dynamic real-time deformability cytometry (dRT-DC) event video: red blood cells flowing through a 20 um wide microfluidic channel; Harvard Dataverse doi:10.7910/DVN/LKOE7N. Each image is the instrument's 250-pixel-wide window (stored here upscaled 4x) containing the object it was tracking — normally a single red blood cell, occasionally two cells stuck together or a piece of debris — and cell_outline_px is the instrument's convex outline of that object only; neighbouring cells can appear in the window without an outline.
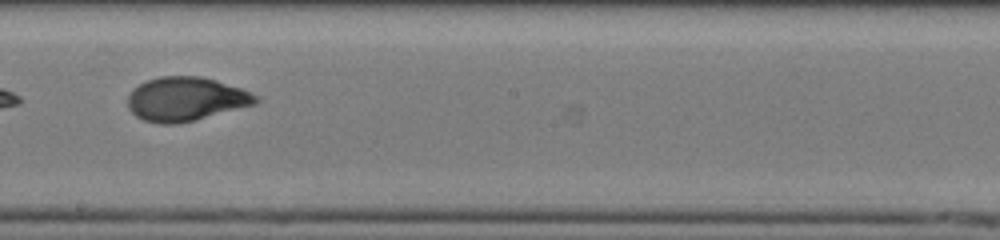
{"species": "human", "species_latin": "Homo sapiens", "temperature_condition": "cold", "stored_images_in_passage": 52, "segment_of_instrument_passage": [2, 2], "camera_frame_rate_fps": 3000, "um_per_image_px": 0.085, "donor": {"sex": "male"}, "frame": {"image": 1, "passage_image": 32, "time_ms": 10.333, "image_size_px": [1000, 240], "cell_outline_px": [[260, 100], [256, 104], [176, 124], [160, 124], [144, 120], [136, 116], [128, 108], [128, 96], [132, 88], [148, 80], [160, 76], [200, 76], [216, 80], [240, 88], [260, 96]], "centroid_in_image_um": [15.79, 8.41], "position_along_channel_um": 232.4, "area_um2": 32.6}}
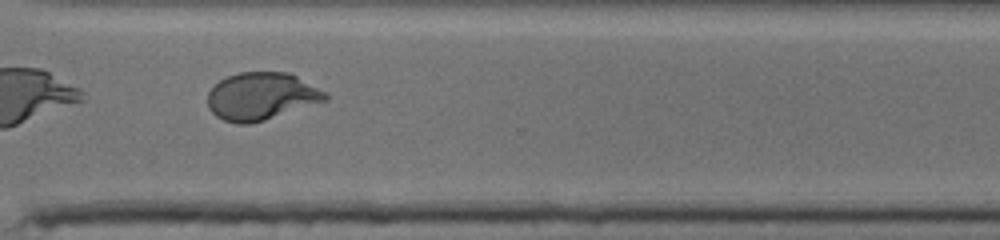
{"frame": {"image": 2, "passage_image": 41, "time_ms": 13.333, "image_size_px": [1000, 240], "cell_outline_px": [[328, 100], [264, 120], [248, 124], [236, 124], [224, 120], [216, 116], [208, 108], [208, 92], [220, 80], [228, 76], [240, 72], [288, 72], [328, 92]], "centroid_in_image_um": [22.23, 8.18], "position_along_channel_um": 348.4, "area_um2": 32.54}}